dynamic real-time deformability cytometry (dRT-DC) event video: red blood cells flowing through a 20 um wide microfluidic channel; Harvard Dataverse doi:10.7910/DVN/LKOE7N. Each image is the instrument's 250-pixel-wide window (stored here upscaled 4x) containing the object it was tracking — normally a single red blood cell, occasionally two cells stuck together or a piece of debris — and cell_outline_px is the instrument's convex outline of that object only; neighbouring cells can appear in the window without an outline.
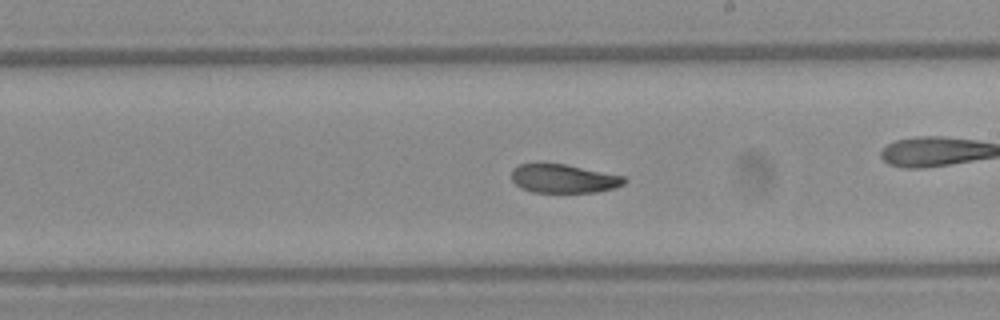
{"species": "Egyptian fruit bat (a non-hibernating species)", "species_latin": "Rousettus aegyptiacus", "temperature_condition": "warm", "stored_images_in_passage": 50, "camera_frame_rate_fps": 3000, "um_per_image_px": 0.085, "frame": {"image": 1, "passage_image": 29, "time_ms": 9.333, "image_size_px": [1000, 320], "cell_outline_px": [[624, 184], [612, 188], [596, 192], [532, 192], [520, 188], [512, 180], [512, 168], [520, 164], [564, 164], [624, 176]], "centroid_in_image_um": [47.86, 15.19], "position_along_channel_um": 241.1, "area_um2": 18.55}, "authors_computed_cell_mechanics": {"area_um2": 20.519, "velocity_mm_per_s": 4.1722, "shape_relaxation_time_tau1_ms": null, "shape_relaxation_time_tau2_ms": 5.4217, "deformation_change_tau1": null, "deformation_change_tau2": 0.1097}}